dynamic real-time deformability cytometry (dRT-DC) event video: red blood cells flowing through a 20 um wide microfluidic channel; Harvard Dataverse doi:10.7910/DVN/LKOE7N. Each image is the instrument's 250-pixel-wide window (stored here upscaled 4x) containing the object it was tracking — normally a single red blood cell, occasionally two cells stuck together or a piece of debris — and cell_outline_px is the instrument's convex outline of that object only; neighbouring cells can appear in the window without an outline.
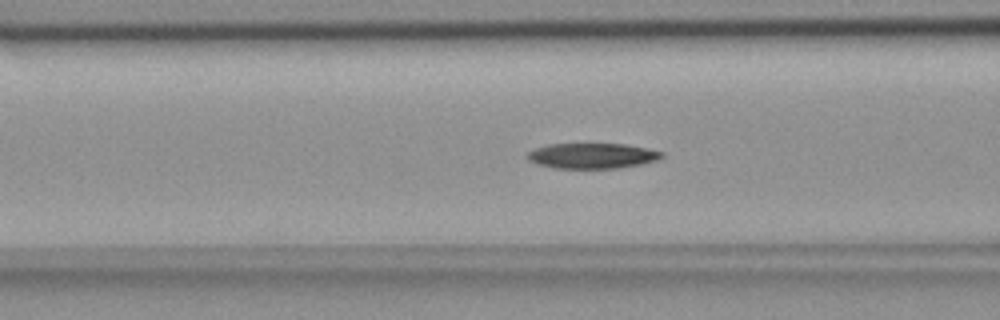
{"species": "common noctule bat (a hibernating species)", "species_latin": "Nyctalus noctula", "temperature_condition": "room temperature", "stored_images_in_passage": 57, "camera_frame_rate_fps": 3000, "um_per_image_px": 0.085, "animal": {"sex": "female", "body_mass_g": 18.4}, "frame": {"image": 1, "passage_image": 22, "time_ms": 7.0, "image_size_px": [1000, 320], "cell_outline_px": [[664, 156], [656, 160], [644, 164], [620, 168], [556, 168], [540, 164], [528, 160], [524, 156], [528, 152], [536, 148], [548, 144], [624, 144], [648, 148], [664, 152]], "centroid_in_image_um": [50.37, 13.24], "position_along_channel_um": 116.2, "area_um2": 19.94}}
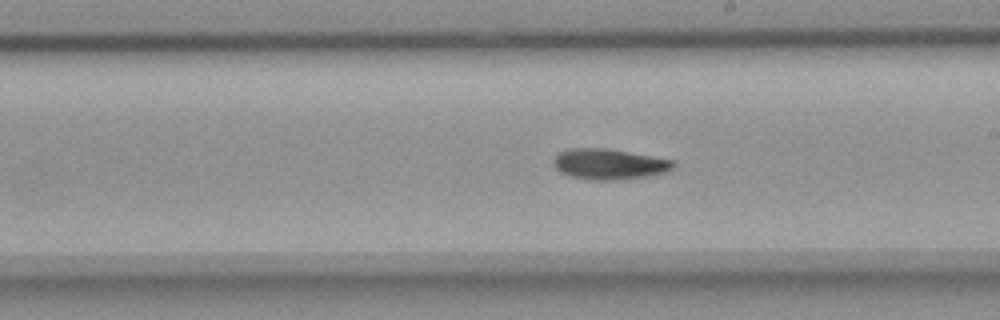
{"frame": {"image": 2, "passage_image": 32, "time_ms": 10.333, "image_size_px": [1000, 320], "cell_outline_px": [[676, 164], [672, 168], [664, 172], [648, 176], [616, 180], [588, 180], [568, 176], [560, 172], [552, 164], [552, 160], [560, 152], [568, 148], [604, 148], [676, 160]], "centroid_in_image_um": [51.75, 13.95], "position_along_channel_um": 237.3, "area_um2": 21.5}}
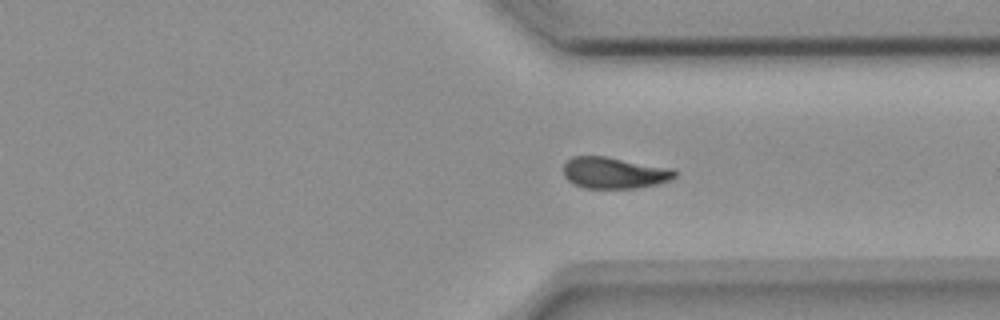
{"frame": {"image": 3, "passage_image": 42, "time_ms": 13.667, "image_size_px": [1000, 320], "cell_outline_px": [[676, 176], [668, 180], [656, 184], [636, 188], [584, 188], [572, 184], [564, 176], [564, 164], [572, 156], [604, 156], [676, 168]], "centroid_in_image_um": [52.22, 14.68], "position_along_channel_um": 359.2, "area_um2": 20.52}, "authors_computed_cell_mechanics": {"area_um2": 20.4612, "velocity_mm_per_s": 3.6366, "shape_relaxation_time_tau1_ms": null, "shape_relaxation_time_tau2_ms": 10.6866, "deformation_change_tau1": null, "deformation_change_tau2": 0.1705}}